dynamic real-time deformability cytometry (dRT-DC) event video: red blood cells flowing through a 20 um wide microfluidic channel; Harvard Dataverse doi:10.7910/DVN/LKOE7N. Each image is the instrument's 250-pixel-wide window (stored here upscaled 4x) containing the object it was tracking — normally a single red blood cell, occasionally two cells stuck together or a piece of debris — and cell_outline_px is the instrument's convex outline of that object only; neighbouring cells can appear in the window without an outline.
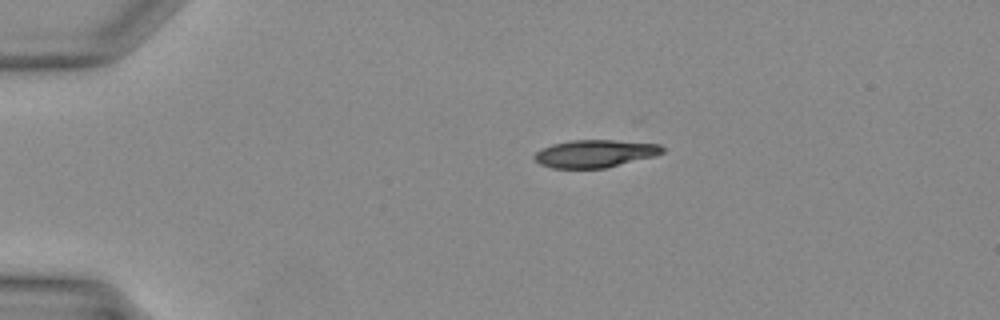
{"species": "Egyptian fruit bat (a non-hibernating species)", "species_latin": "Rousettus aegyptiacus", "temperature_condition": "warm", "stored_images_in_passage": 32, "camera_frame_rate_fps": 3000, "um_per_image_px": 0.085, "animal": {"sex": "female"}, "frame": {"image": 1, "passage_image": 1, "time_ms": 0.0, "image_size_px": [1000, 320], "cell_outline_px": [[664, 152], [656, 156], [604, 168], [552, 168], [540, 164], [532, 156], [540, 148], [552, 144], [572, 140], [616, 140], [660, 144], [664, 148]], "centroid_in_image_um": [50.57, 13.05], "position_along_channel_um": 34.4, "area_um2": 20.69}}
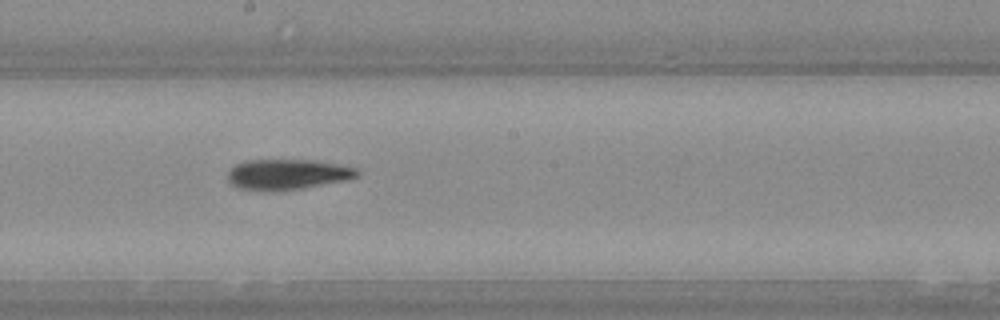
{"frame": {"image": 2, "passage_image": 15, "time_ms": 4.667, "image_size_px": [1000, 320], "cell_outline_px": [[360, 172], [356, 176], [348, 180], [304, 188], [240, 188], [232, 184], [228, 180], [228, 172], [236, 164], [244, 160], [312, 160], [356, 168]], "centroid_in_image_um": [24.47, 14.78], "position_along_channel_um": 223.7, "area_um2": 22.02}}
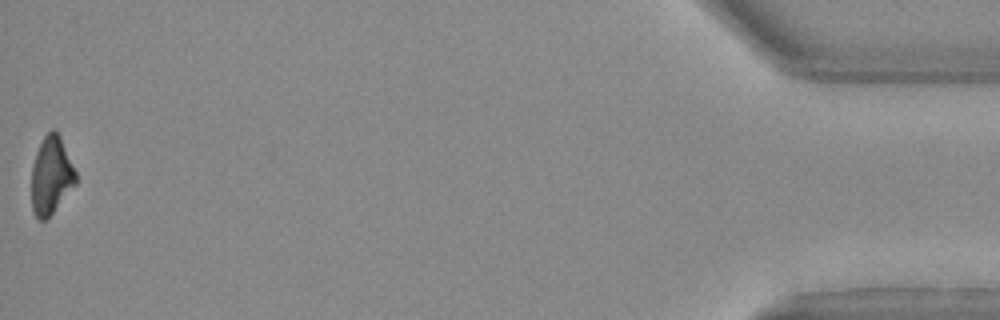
{"frame": {"image": 3, "passage_image": 32, "time_ms": 10.333, "image_size_px": [1000, 320], "cell_outline_px": [[76, 184], [52, 212], [44, 220], [40, 220], [36, 216], [32, 208], [32, 164], [36, 152], [44, 136], [52, 128], [60, 136], [76, 172]], "centroid_in_image_um": [4.34, 14.89], "position_along_channel_um": 430.9, "area_um2": 19.65}}